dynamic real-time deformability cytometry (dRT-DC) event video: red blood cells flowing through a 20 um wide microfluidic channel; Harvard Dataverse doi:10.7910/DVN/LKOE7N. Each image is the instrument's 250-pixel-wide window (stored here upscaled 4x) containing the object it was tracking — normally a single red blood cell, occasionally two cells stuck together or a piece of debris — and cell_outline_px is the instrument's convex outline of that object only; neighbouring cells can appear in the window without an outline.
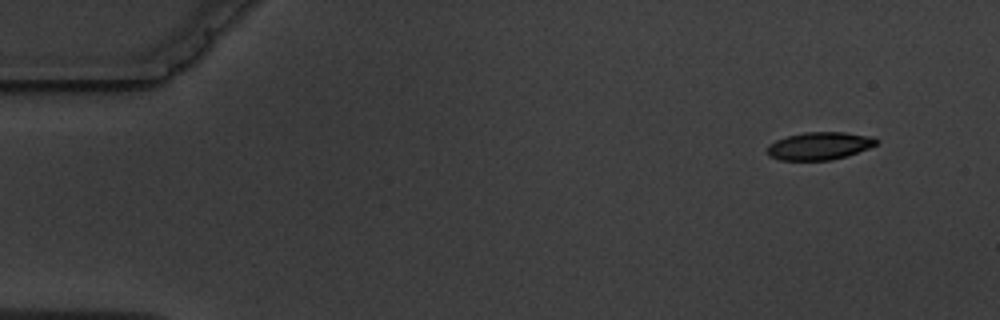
{"species": "common noctule bat (a hibernating species)", "species_latin": "Nyctalus noctula", "temperature_condition": "warm", "stored_images_in_passage": 9, "camera_frame_rate_fps": 3000, "um_per_image_px": 0.085, "animal": {"sex": "male", "body_mass_g": 19.5, "forearm_length_mm": 54.6}, "frame": {"image": 1, "passage_image": 1, "time_ms": 0.0, "image_size_px": [1000, 320], "cell_outline_px": [[880, 140], [876, 144], [868, 148], [848, 156], [832, 160], [780, 160], [768, 156], [764, 152], [768, 144], [776, 140], [788, 136], [804, 132], [844, 132], [872, 136]], "centroid_in_image_um": [69.62, 12.41], "position_along_channel_um": 15.4, "area_um2": 17.86}}
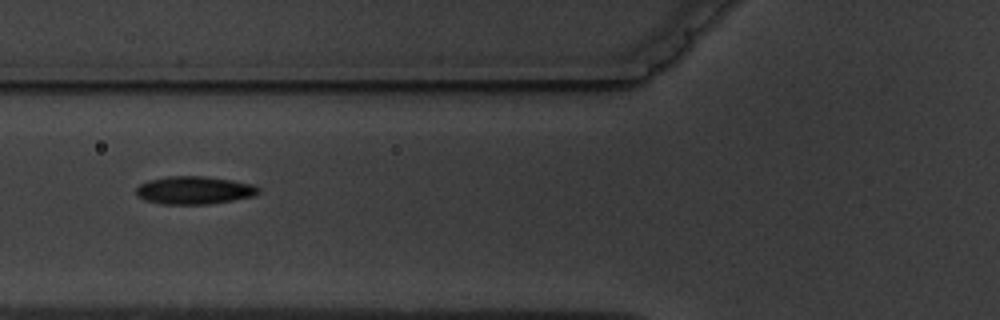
{"frame": {"image": 2, "passage_image": 6, "time_ms": 5.667, "image_size_px": [1000, 320], "cell_outline_px": [[260, 192], [256, 196], [208, 204], [164, 204], [144, 200], [136, 196], [136, 188], [140, 184], [148, 180], [168, 176], [204, 176], [232, 180], [256, 184], [260, 188]], "centroid_in_image_um": [16.54, 16.16], "position_along_channel_um": 109.3, "area_um2": 20.11}}
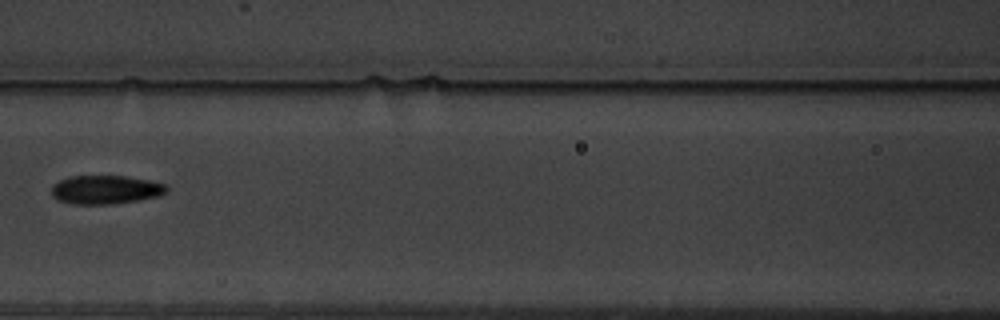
{"frame": {"image": 3, "passage_image": 7, "time_ms": 7.0, "image_size_px": [1000, 320], "cell_outline_px": [[168, 192], [160, 196], [140, 200], [112, 204], [72, 204], [60, 200], [52, 196], [52, 184], [68, 176], [124, 176], [148, 180], [168, 184]], "centroid_in_image_um": [9.01, 16.12], "position_along_channel_um": 157.6, "area_um2": 19.42}}